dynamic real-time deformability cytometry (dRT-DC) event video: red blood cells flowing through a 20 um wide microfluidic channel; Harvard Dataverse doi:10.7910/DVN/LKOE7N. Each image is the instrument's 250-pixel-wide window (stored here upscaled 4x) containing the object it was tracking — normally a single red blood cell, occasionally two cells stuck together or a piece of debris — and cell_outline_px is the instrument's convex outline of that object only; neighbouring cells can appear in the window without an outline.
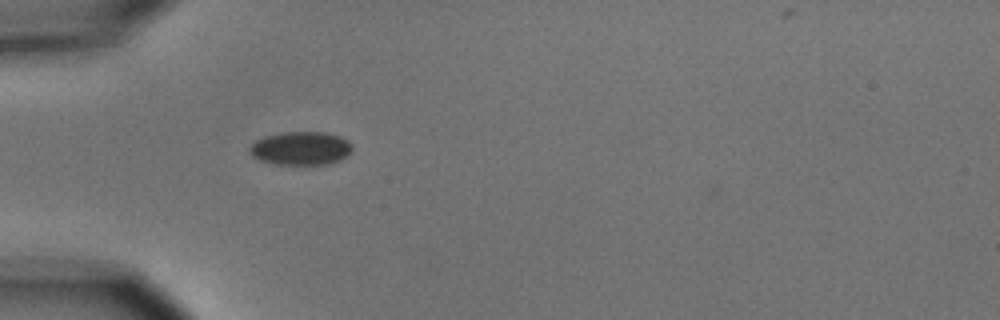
{"species": "common noctule bat (a hibernating species)", "species_latin": "Nyctalus noctula", "temperature_condition": "cold", "stored_images_in_passage": 2, "camera_frame_rate_fps": 3000, "um_per_image_px": 0.085, "animal": {"sex": "male", "body_mass_g": 15.6}, "frame": {"image": 1, "passage_image": 2, "time_ms": 1.333, "image_size_px": [1000, 320], "cell_outline_px": [[352, 152], [340, 160], [328, 164], [276, 164], [260, 160], [252, 156], [248, 148], [256, 140], [264, 136], [284, 132], [328, 132], [340, 136], [348, 140], [352, 144]], "centroid_in_image_um": [25.59, 12.6], "position_along_channel_um": 59.4, "area_um2": 20.11}}